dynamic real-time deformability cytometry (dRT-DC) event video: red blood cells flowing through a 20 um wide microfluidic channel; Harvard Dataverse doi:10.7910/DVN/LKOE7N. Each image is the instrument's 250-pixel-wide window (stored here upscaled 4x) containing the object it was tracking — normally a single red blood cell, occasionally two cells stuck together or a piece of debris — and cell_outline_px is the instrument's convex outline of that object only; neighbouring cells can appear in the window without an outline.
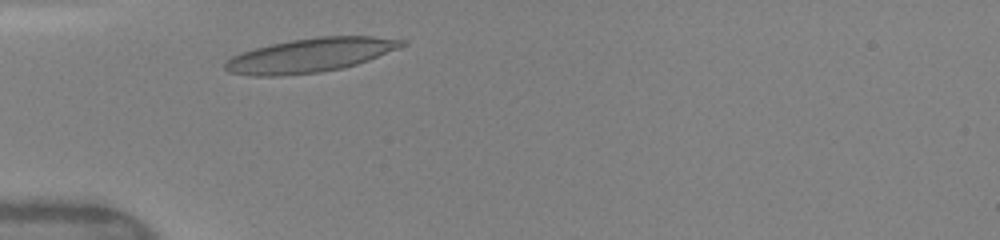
{"species": "human", "species_latin": "Homo sapiens", "temperature_condition": "warm", "stored_images_in_passage": 10, "camera_frame_rate_fps": 3000, "um_per_image_px": 0.085, "donor": {"sex": "female"}, "frame": {"image": 1, "passage_image": 2, "time_ms": 0.333, "image_size_px": [1000, 240], "cell_outline_px": [[408, 44], [400, 48], [368, 60], [344, 68], [320, 72], [280, 76], [252, 76], [228, 72], [224, 68], [224, 64], [232, 56], [240, 52], [272, 44], [292, 40], [316, 36], [372, 36], [408, 40]], "centroid_in_image_um": [26.4, 4.69], "position_along_channel_um": 58.6, "area_um2": 35.2}}
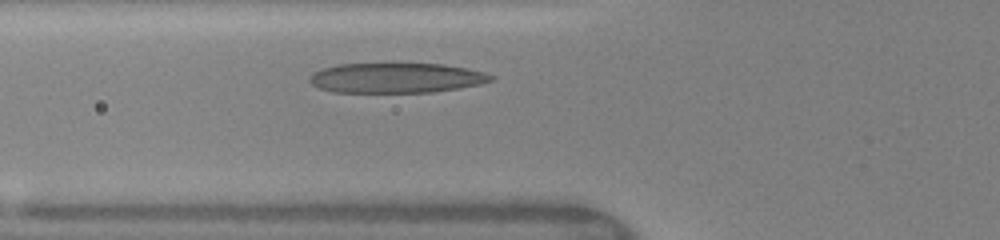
{"frame": {"image": 2, "passage_image": 7, "time_ms": 1.333, "image_size_px": [1000, 240], "cell_outline_px": [[496, 76], [492, 80], [480, 84], [460, 88], [432, 92], [332, 92], [320, 88], [312, 84], [308, 80], [308, 76], [312, 72], [320, 68], [340, 64], [444, 64], [484, 72]], "centroid_in_image_um": [33.64, 6.62], "position_along_channel_um": 92.2, "area_um2": 31.73}}